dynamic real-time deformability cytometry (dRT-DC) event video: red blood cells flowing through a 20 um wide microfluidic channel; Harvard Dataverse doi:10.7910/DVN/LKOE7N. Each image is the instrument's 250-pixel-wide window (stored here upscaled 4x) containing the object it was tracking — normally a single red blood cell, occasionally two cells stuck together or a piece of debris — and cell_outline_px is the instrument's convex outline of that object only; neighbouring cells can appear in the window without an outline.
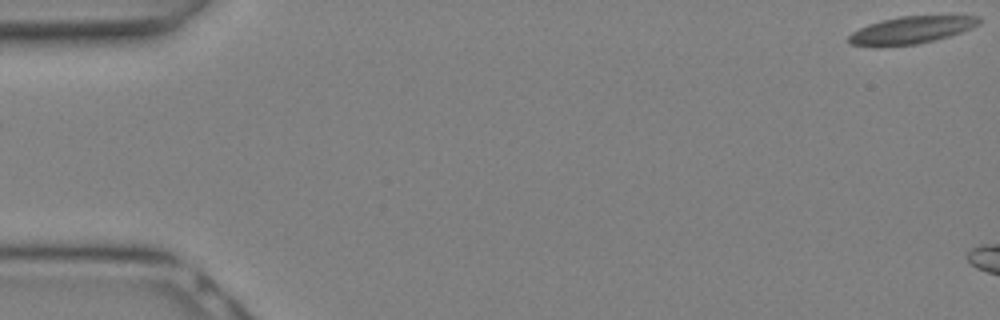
{"species": "Egyptian fruit bat (a non-hibernating species)", "species_latin": "Rousettus aegyptiacus", "temperature_condition": "warm", "stored_images_in_passage": 9, "camera_frame_rate_fps": 3000, "um_per_image_px": 0.085, "animal": {"sex": "female"}, "frame": {"image": 1, "passage_image": 1, "time_ms": 0.0, "image_size_px": [1000, 320], "cell_outline_px": [[980, 24], [972, 28], [936, 40], [916, 44], [852, 44], [848, 40], [848, 36], [852, 32], [868, 24], [900, 16], [980, 16]], "centroid_in_image_um": [77.53, 2.52], "position_along_channel_um": 7.5, "area_um2": 19.88}}
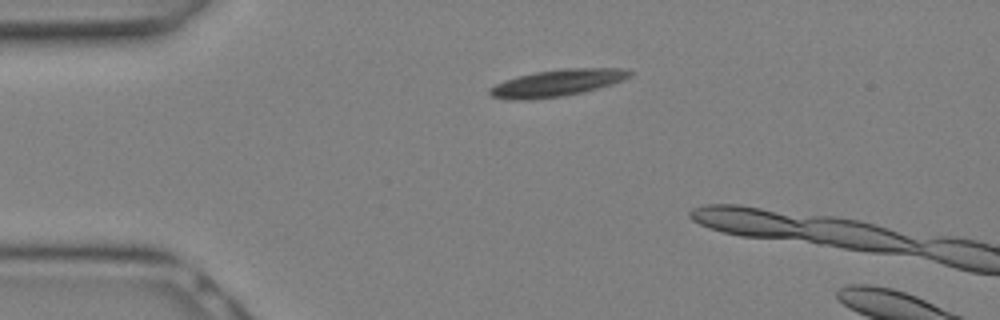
{"frame": {"image": 2, "passage_image": 7, "time_ms": 2.0, "image_size_px": [1000, 320], "cell_outline_px": [[632, 76], [624, 80], [612, 84], [584, 92], [564, 96], [528, 100], [508, 100], [492, 96], [488, 92], [488, 88], [504, 80], [516, 76], [536, 72], [564, 68], [628, 68], [632, 72]], "centroid_in_image_um": [47.37, 7.05], "position_along_channel_um": 37.6, "area_um2": 22.2}}